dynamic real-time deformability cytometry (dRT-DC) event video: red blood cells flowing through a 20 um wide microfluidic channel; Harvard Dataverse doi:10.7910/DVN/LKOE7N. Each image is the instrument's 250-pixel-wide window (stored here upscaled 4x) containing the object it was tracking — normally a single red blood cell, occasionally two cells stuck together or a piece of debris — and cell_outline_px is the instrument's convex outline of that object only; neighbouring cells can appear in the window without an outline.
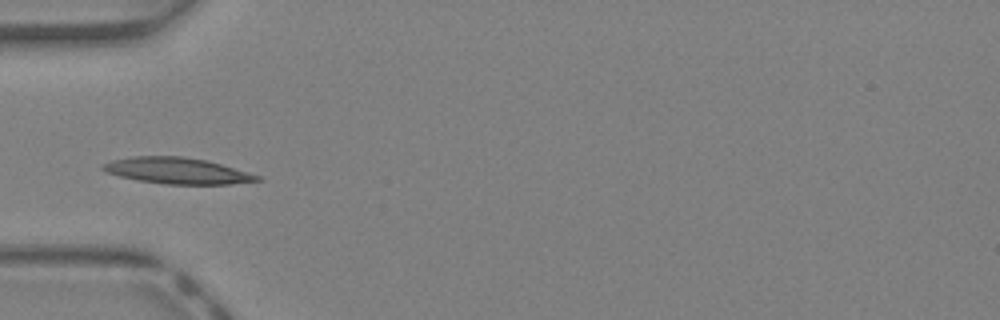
{"species": "Egyptian fruit bat (a non-hibernating species)", "species_latin": "Rousettus aegyptiacus", "temperature_condition": "warm", "stored_images_in_passage": 29, "camera_frame_rate_fps": 3000, "um_per_image_px": 0.085, "animal": {"sex": "female"}, "frame": {"image": 1, "passage_image": 1, "time_ms": 0.0, "image_size_px": [1000, 320], "cell_outline_px": [[264, 180], [228, 184], [164, 184], [136, 180], [104, 172], [100, 168], [100, 164], [112, 160], [132, 156], [180, 156], [204, 160], [220, 164], [260, 176]], "centroid_in_image_um": [14.98, 14.51], "position_along_channel_um": 70.0, "area_um2": 23.47}}
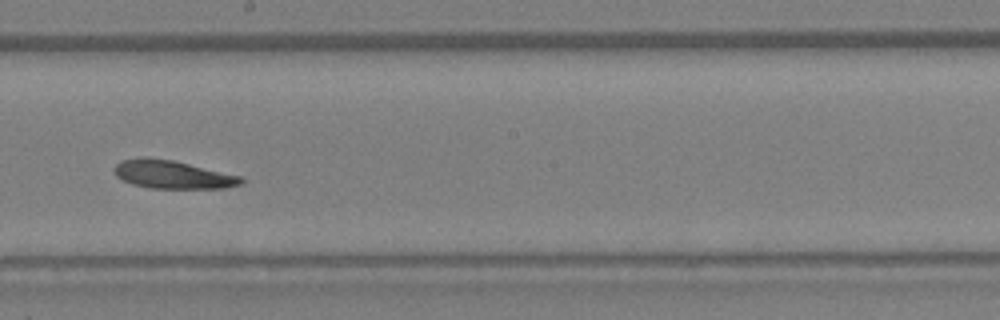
{"frame": {"image": 2, "passage_image": 11, "time_ms": 3.333, "image_size_px": [1000, 320], "cell_outline_px": [[244, 184], [224, 188], [152, 188], [132, 184], [116, 176], [116, 164], [120, 160], [140, 156], [148, 156], [172, 160], [244, 176]], "centroid_in_image_um": [14.72, 14.82], "position_along_channel_um": 233.5, "area_um2": 21.04}}
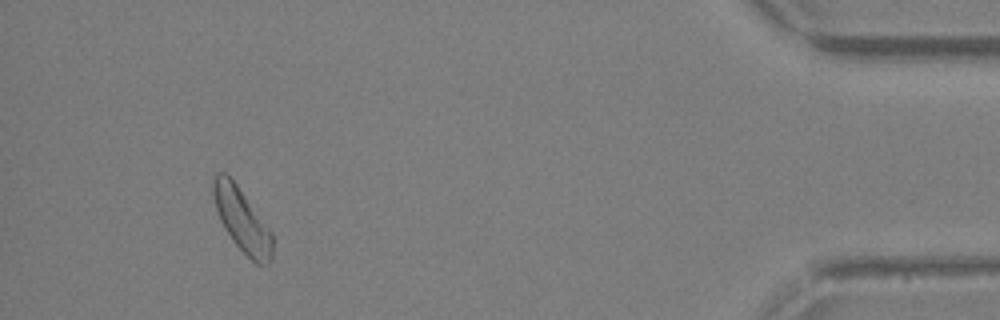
{"frame": {"image": 3, "passage_image": 26, "time_ms": 8.333, "image_size_px": [1000, 320], "cell_outline_px": [[272, 256], [268, 264], [256, 264], [232, 240], [224, 228], [220, 220], [216, 208], [212, 192], [212, 180], [216, 172], [224, 172], [236, 184], [272, 232]], "centroid_in_image_um": [20.55, 18.69], "position_along_channel_um": 414.7, "area_um2": 21.5}, "authors_computed_cell_mechanics": {"area_um2": 21.2704, "velocity_mm_per_s": 4.9151, "shape_relaxation_time_tau1_ms": 3.2919, "shape_relaxation_time_tau2_ms": 2.3096, "deformation_change_tau1": 0.123, "deformation_change_tau2": 0.0954}}